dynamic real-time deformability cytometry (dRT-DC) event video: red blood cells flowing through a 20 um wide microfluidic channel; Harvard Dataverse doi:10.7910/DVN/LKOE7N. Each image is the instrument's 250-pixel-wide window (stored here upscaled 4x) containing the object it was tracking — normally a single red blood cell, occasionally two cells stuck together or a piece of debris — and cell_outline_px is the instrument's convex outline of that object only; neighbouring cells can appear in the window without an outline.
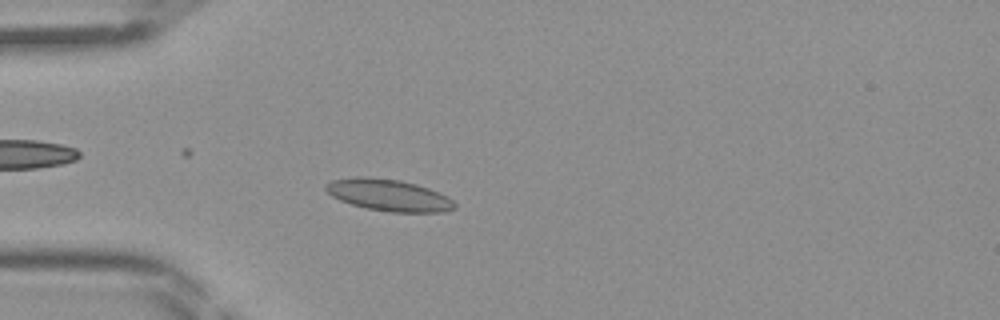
{"species": "Egyptian fruit bat (a non-hibernating species)", "species_latin": "Rousettus aegyptiacus", "temperature_condition": "room temperature", "stored_images_in_passage": 39, "camera_frame_rate_fps": 3000, "um_per_image_px": 0.085, "frame": {"image": 1, "passage_image": 12, "time_ms": 3.667, "image_size_px": [1000, 320], "cell_outline_px": [[456, 208], [444, 212], [392, 212], [368, 208], [352, 204], [340, 200], [332, 196], [324, 188], [324, 184], [332, 180], [356, 176], [364, 176], [400, 180], [416, 184], [440, 192], [448, 196], [456, 204]], "centroid_in_image_um": [33.05, 16.57], "position_along_channel_um": 51.9, "area_um2": 23.87}}
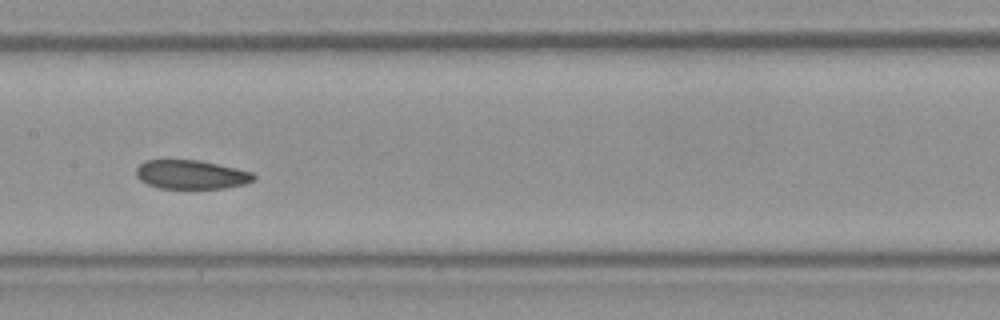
{"frame": {"image": 2, "passage_image": 22, "time_ms": 7.0, "image_size_px": [1000, 320], "cell_outline_px": [[256, 176], [252, 180], [244, 184], [224, 188], [160, 188], [148, 184], [140, 180], [136, 176], [136, 168], [144, 160], [200, 160], [236, 168], [252, 172]], "centroid_in_image_um": [16.23, 14.83], "position_along_channel_um": 191.2, "area_um2": 19.71}}
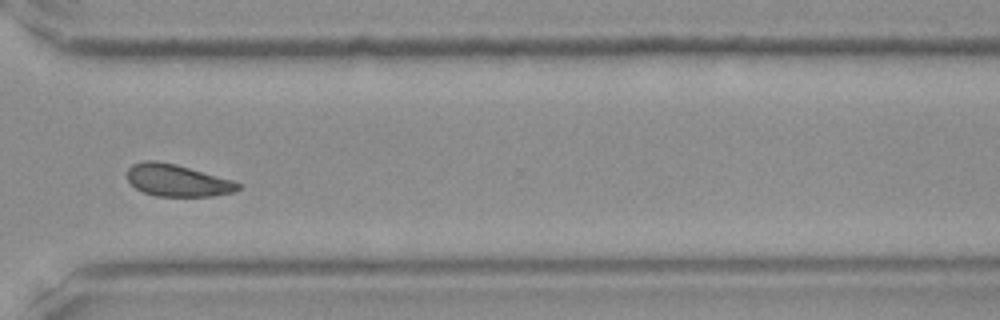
{"frame": {"image": 3, "passage_image": 33, "time_ms": 10.667, "image_size_px": [1000, 320], "cell_outline_px": [[240, 188], [232, 192], [212, 196], [156, 196], [144, 192], [136, 188], [128, 180], [128, 168], [132, 164], [144, 160], [156, 160], [176, 164], [236, 180], [240, 184]], "centroid_in_image_um": [15.09, 15.32], "position_along_channel_um": 355.5, "area_um2": 20.81}}